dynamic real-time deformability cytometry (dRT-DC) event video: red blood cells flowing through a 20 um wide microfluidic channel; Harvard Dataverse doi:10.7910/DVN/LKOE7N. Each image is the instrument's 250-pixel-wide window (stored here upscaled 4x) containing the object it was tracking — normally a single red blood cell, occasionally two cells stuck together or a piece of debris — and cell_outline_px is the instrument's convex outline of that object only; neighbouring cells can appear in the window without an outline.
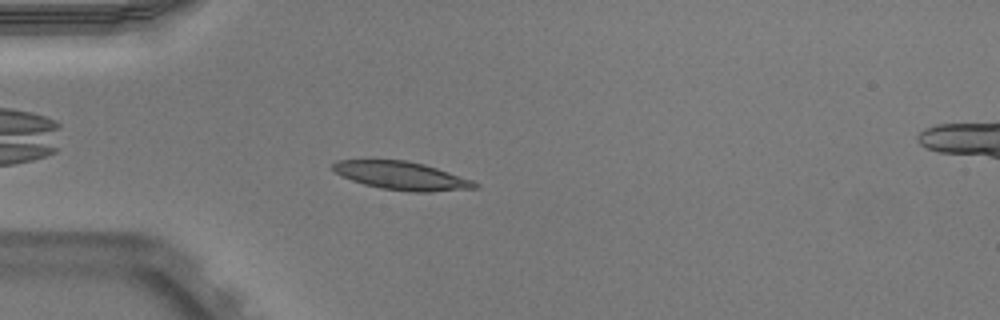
{"species": "Egyptian fruit bat (a non-hibernating species)", "species_latin": "Rousettus aegyptiacus", "temperature_condition": "warm", "stored_images_in_passage": 42, "camera_frame_rate_fps": 3000, "um_per_image_px": 0.085, "animal": {"sex": "male"}, "frame": {"image": 1, "passage_image": 5, "time_ms": 1.333, "image_size_px": [1000, 320], "cell_outline_px": [[480, 188], [432, 192], [412, 192], [380, 188], [364, 184], [352, 180], [336, 172], [332, 168], [332, 164], [336, 160], [404, 160], [424, 164], [472, 180], [480, 184]], "centroid_in_image_um": [34.18, 14.95], "position_along_channel_um": 50.8, "area_um2": 23.24}}
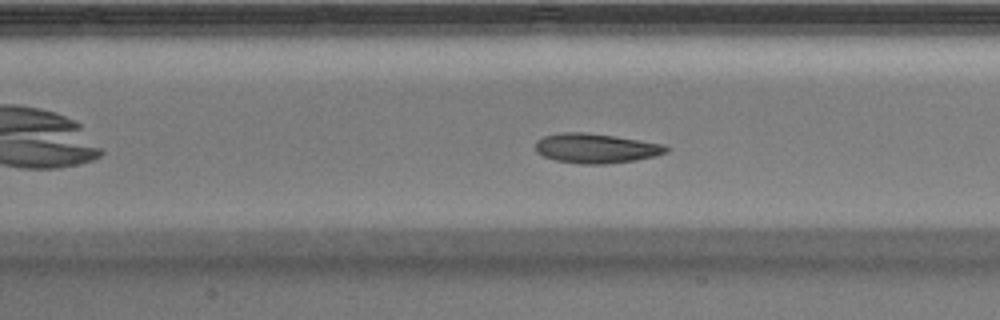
{"frame": {"image": 2, "passage_image": 14, "time_ms": 4.333, "image_size_px": [1000, 320], "cell_outline_px": [[668, 152], [656, 156], [636, 160], [608, 164], [580, 164], [556, 160], [544, 156], [536, 152], [536, 140], [544, 136], [560, 132], [584, 132], [612, 136], [664, 144], [668, 148]], "centroid_in_image_um": [50.65, 12.61], "position_along_channel_um": 156.8, "area_um2": 22.54}}
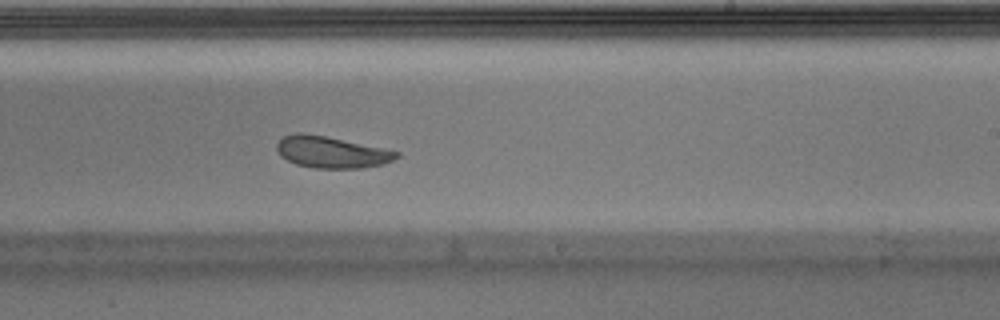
{"frame": {"image": 3, "passage_image": 22, "time_ms": 7.0, "image_size_px": [1000, 320], "cell_outline_px": [[400, 156], [384, 164], [364, 168], [316, 168], [296, 164], [280, 156], [276, 148], [276, 144], [284, 136], [296, 132], [300, 132], [324, 136], [384, 148], [400, 152]], "centroid_in_image_um": [28.18, 12.94], "position_along_channel_um": 260.8, "area_um2": 21.96}, "authors_computed_cell_mechanics": {"area_um2": 23.0333, "velocity_mm_per_s": 3.9118, "shape_relaxation_time_tau1_ms": 2.1765, "shape_relaxation_time_tau2_ms": 2.1787, "deformation_change_tau1": 0.0982, "deformation_change_tau2": 0.0875}}